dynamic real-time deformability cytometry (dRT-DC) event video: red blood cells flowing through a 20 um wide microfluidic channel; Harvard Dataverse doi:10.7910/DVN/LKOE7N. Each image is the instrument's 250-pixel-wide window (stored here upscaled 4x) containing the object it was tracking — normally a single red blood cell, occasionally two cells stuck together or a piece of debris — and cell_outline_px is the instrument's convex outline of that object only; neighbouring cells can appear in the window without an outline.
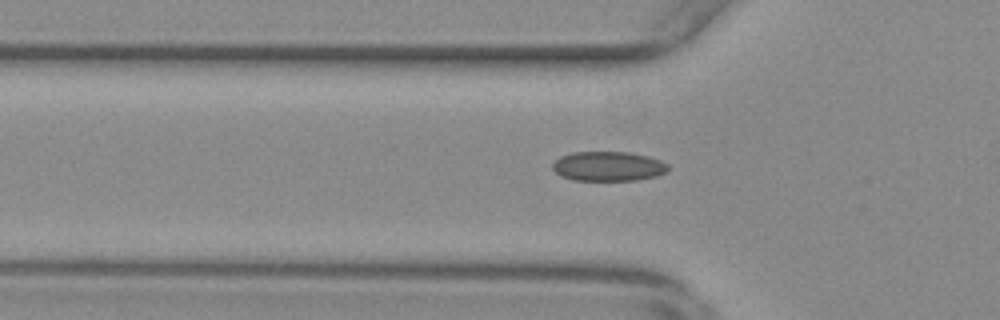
{"species": "common noctule bat (a hibernating species)", "species_latin": "Nyctalus noctula", "temperature_condition": "warm", "stored_images_in_passage": 40, "camera_frame_rate_fps": 3000, "um_per_image_px": 0.085, "animal": {"sex": "female", "body_mass_g": 29.2, "forearm_length_mm": 56.3}, "frame": {"image": 1, "passage_image": 3, "time_ms": 0.667, "image_size_px": [1000, 320], "cell_outline_px": [[668, 172], [656, 176], [636, 180], [572, 180], [560, 176], [552, 168], [552, 164], [560, 156], [572, 152], [628, 152], [648, 156], [660, 160], [668, 164]], "centroid_in_image_um": [51.7, 14.13], "position_along_channel_um": 74.1, "area_um2": 20.0}}
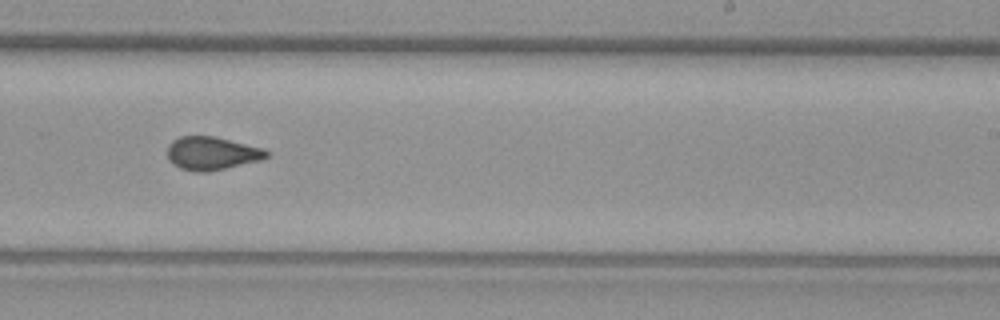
{"frame": {"image": 2, "passage_image": 19, "time_ms": 6.0, "image_size_px": [1000, 320], "cell_outline_px": [[272, 152], [268, 156], [260, 160], [208, 172], [196, 172], [180, 168], [172, 164], [168, 160], [168, 144], [172, 140], [180, 136], [216, 136], [264, 148]], "centroid_in_image_um": [18.01, 13.02], "position_along_channel_um": 271.0, "area_um2": 19.42}}
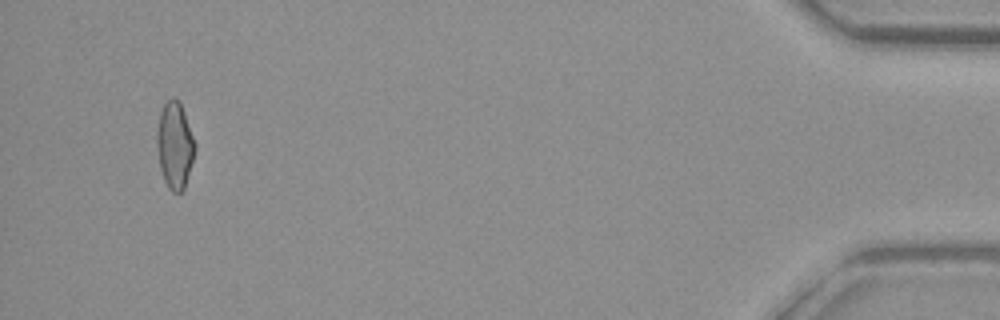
{"frame": {"image": 3, "passage_image": 38, "time_ms": 12.333, "image_size_px": [1000, 320], "cell_outline_px": [[196, 148], [184, 188], [180, 192], [172, 192], [168, 188], [164, 180], [160, 168], [156, 144], [156, 132], [160, 112], [164, 104], [172, 96], [180, 100], [196, 144]], "centroid_in_image_um": [14.85, 12.31], "position_along_channel_um": 420.4, "area_um2": 19.31}, "authors_computed_cell_mechanics": {"area_um2": 19.2474, "velocity_mm_per_s": 3.6848, "shape_relaxation_time_tau1_ms": null, "shape_relaxation_time_tau2_ms": 1.4362, "deformation_change_tau1": null, "deformation_change_tau2": 0.0667}}